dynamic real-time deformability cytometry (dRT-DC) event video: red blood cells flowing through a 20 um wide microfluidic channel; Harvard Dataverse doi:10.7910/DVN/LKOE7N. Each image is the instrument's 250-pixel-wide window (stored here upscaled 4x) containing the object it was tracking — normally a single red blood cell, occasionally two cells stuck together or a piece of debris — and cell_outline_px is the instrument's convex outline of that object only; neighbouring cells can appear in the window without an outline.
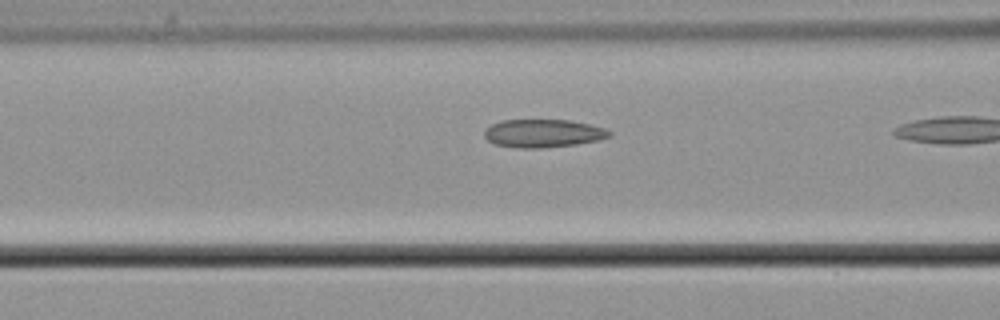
{"species": "common noctule bat (a hibernating species)", "species_latin": "Nyctalus noctula", "temperature_condition": "cold", "stored_images_in_passage": 7, "camera_frame_rate_fps": 3000, "um_per_image_px": 0.085, "animal": {"sex": "male", "body_mass_g": 21.5, "forearm_length_mm": 52.0}, "frame": {"image": 1, "passage_image": 5, "time_ms": 1.333, "image_size_px": [1000, 320], "cell_outline_px": [[612, 136], [596, 140], [576, 144], [540, 148], [520, 148], [496, 144], [488, 140], [484, 136], [484, 128], [500, 120], [568, 120], [588, 124], [604, 128], [612, 132]], "centroid_in_image_um": [46.14, 11.33], "position_along_channel_um": 120.5, "area_um2": 20.35}}